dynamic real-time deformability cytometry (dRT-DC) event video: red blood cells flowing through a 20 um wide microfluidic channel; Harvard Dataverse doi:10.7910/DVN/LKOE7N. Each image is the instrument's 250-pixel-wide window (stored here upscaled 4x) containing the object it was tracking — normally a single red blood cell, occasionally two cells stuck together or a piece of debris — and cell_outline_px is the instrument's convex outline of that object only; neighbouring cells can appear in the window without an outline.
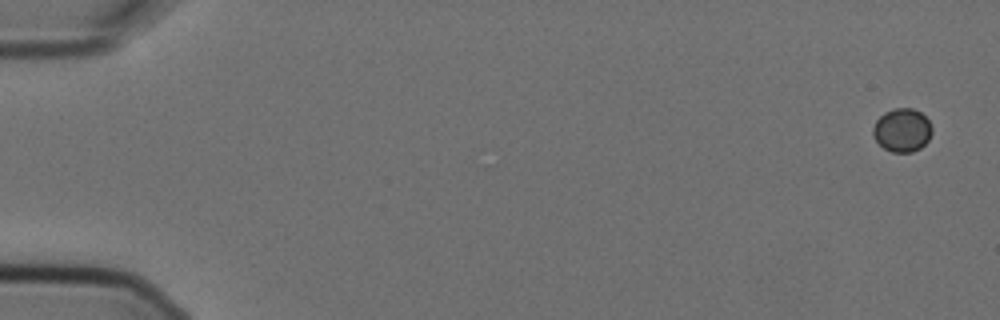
{"species": "Egyptian fruit bat (a non-hibernating species)", "species_latin": "Rousettus aegyptiacus", "temperature_condition": "cold", "stored_images_in_passage": 6, "segment_of_instrument_passage": [2, 2], "camera_frame_rate_fps": 3000, "um_per_image_px": 0.085, "animal": {"sex": "female"}, "frame": {"image": 1, "passage_image": 6, "time_ms": 1.667, "image_size_px": [1000, 320], "cell_outline_px": [[932, 132], [928, 140], [920, 148], [912, 152], [892, 152], [884, 148], [876, 140], [872, 132], [872, 128], [876, 120], [884, 112], [896, 108], [912, 108], [920, 112], [928, 120], [932, 128]], "centroid_in_image_um": [76.67, 11.06], "position_along_channel_um": 8.3, "area_um2": 14.85}}